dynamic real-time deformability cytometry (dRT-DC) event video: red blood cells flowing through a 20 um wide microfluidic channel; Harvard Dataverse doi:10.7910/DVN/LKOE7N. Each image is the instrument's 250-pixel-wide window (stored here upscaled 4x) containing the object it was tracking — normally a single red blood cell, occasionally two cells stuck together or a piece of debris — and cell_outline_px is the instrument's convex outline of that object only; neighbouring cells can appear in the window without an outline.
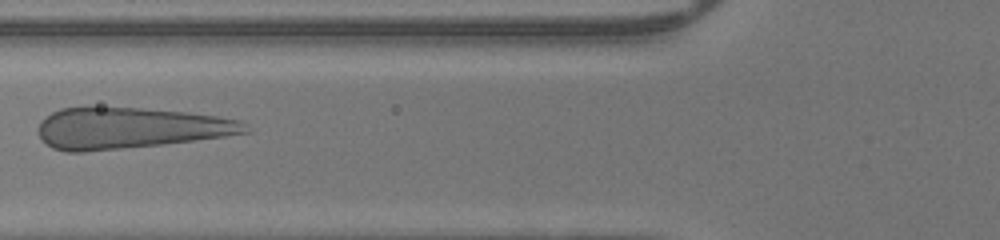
{"species": "human", "species_latin": "Homo sapiens", "temperature_condition": "warm", "stored_images_in_passage": 45, "camera_frame_rate_fps": 3000, "um_per_image_px": 0.085, "donor": {"sex": "male"}, "frame": {"image": 1, "passage_image": 16, "time_ms": 5.0, "image_size_px": [1000, 240], "cell_outline_px": [[252, 132], [224, 136], [164, 144], [84, 152], [64, 152], [52, 148], [44, 144], [40, 140], [40, 120], [52, 112], [60, 108], [88, 104], [140, 108], [188, 112], [216, 116], [240, 120]], "centroid_in_image_um": [10.95, 10.86], "position_along_channel_um": 114.9, "area_um2": 50.58}}
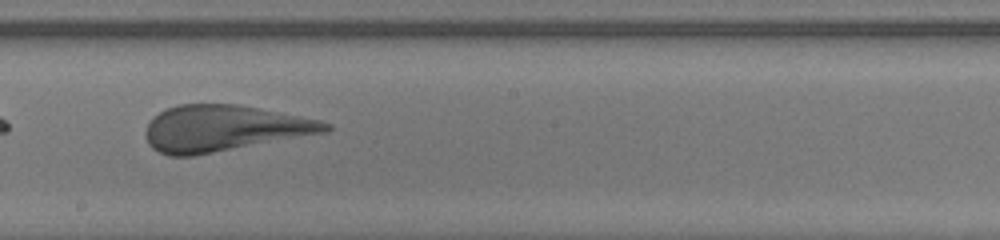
{"frame": {"image": 2, "passage_image": 24, "time_ms": 7.667, "image_size_px": [1000, 240], "cell_outline_px": [[332, 128], [328, 132], [192, 156], [168, 156], [152, 148], [148, 144], [144, 136], [144, 132], [148, 124], [160, 112], [168, 108], [180, 104], [236, 104], [320, 120], [332, 124]], "centroid_in_image_um": [19.02, 10.92], "position_along_channel_um": 229.2, "area_um2": 48.03}}
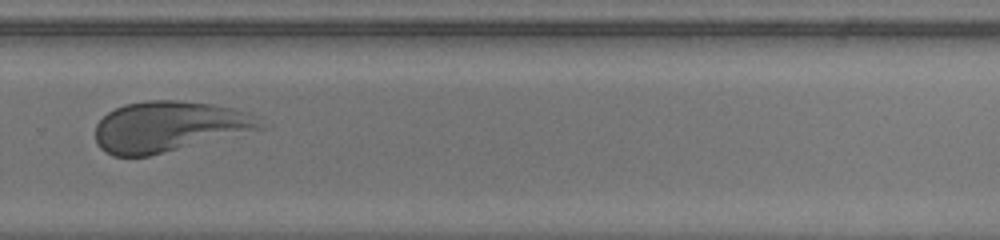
{"frame": {"image": 3, "passage_image": 30, "time_ms": 9.667, "image_size_px": [1000, 240], "cell_outline_px": [[268, 128], [148, 156], [112, 156], [104, 152], [96, 144], [96, 124], [108, 112], [124, 104], [148, 100], [176, 100], [212, 104], [232, 108], [244, 112], [252, 116]], "centroid_in_image_um": [14.32, 10.77], "position_along_channel_um": 315.5, "area_um2": 48.44}}